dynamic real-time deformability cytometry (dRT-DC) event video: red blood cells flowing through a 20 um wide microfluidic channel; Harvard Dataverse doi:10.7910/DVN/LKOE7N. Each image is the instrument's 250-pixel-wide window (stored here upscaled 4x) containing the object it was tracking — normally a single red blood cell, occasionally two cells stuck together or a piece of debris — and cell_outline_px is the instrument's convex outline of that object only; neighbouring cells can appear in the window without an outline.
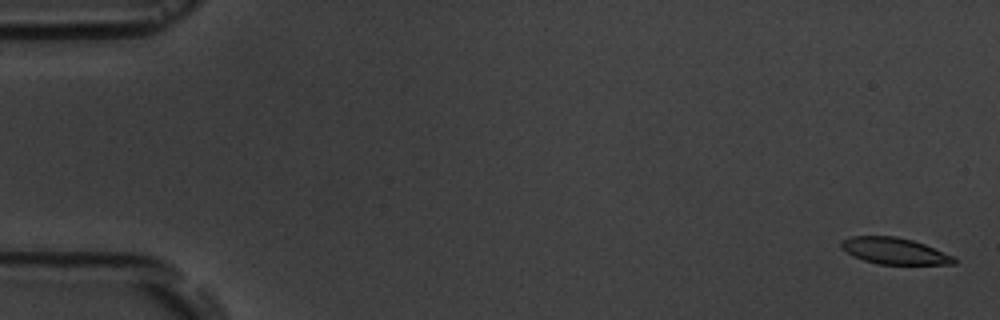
{"species": "common noctule bat (a hibernating species)", "species_latin": "Nyctalus noctula", "temperature_condition": "room temperature", "stored_images_in_passage": 5, "camera_frame_rate_fps": 3000, "um_per_image_px": 0.085, "animal": {"sex": "male", "body_mass_g": 19.5, "forearm_length_mm": 54.6}, "frame": {"image": 1, "passage_image": 1, "time_ms": 0.0, "image_size_px": [1000, 320], "cell_outline_px": [[956, 264], [876, 264], [852, 256], [840, 248], [840, 240], [852, 236], [896, 236], [912, 240], [924, 244], [956, 256]], "centroid_in_image_um": [76.01, 21.33], "position_along_channel_um": 9.0, "area_um2": 17.57}}
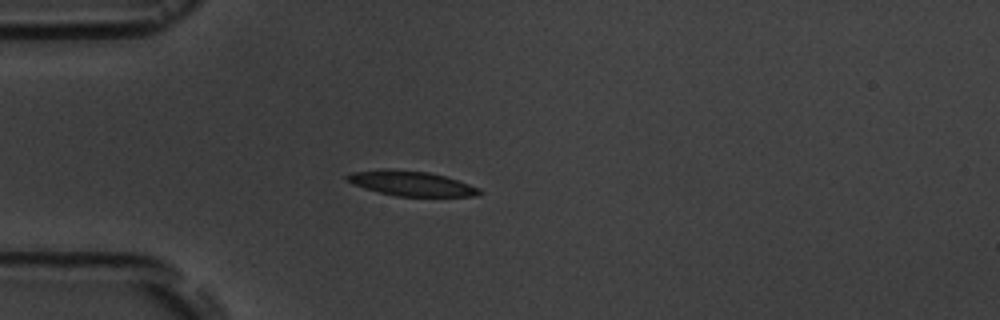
{"frame": {"image": 2, "passage_image": 5, "time_ms": 4.667, "image_size_px": [1000, 320], "cell_outline_px": [[484, 192], [476, 196], [396, 196], [364, 188], [352, 184], [344, 180], [344, 176], [352, 172], [384, 168], [388, 168], [428, 172], [444, 176], [480, 188]], "centroid_in_image_um": [34.9, 15.58], "position_along_channel_um": 50.1, "area_um2": 19.25}}